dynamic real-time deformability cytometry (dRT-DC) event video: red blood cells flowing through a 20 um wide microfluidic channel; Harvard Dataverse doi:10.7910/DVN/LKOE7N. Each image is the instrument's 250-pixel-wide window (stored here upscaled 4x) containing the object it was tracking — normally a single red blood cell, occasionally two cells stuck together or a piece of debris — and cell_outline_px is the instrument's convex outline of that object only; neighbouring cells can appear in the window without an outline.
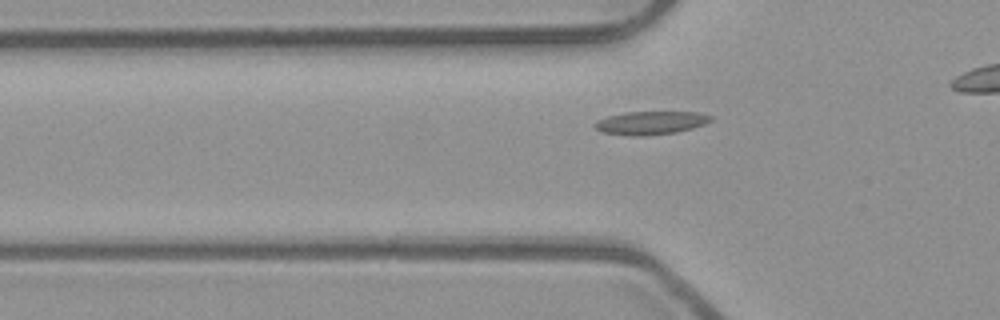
{"species": "common noctule bat (a hibernating species)", "species_latin": "Nyctalus noctula", "temperature_condition": "room temperature", "stored_images_in_passage": 37, "camera_frame_rate_fps": 3000, "um_per_image_px": 0.085, "animal": {"sex": "male", "body_mass_g": 23.1, "forearm_length_mm": 52.7}, "frame": {"image": 1, "passage_image": 12, "time_ms": 3.667, "image_size_px": [1000, 320], "cell_outline_px": [[712, 120], [704, 124], [692, 128], [676, 132], [644, 136], [632, 136], [600, 132], [592, 124], [596, 120], [608, 116], [624, 112], [700, 112], [712, 116]], "centroid_in_image_um": [55.28, 10.44], "position_along_channel_um": 70.5, "area_um2": 15.84}}
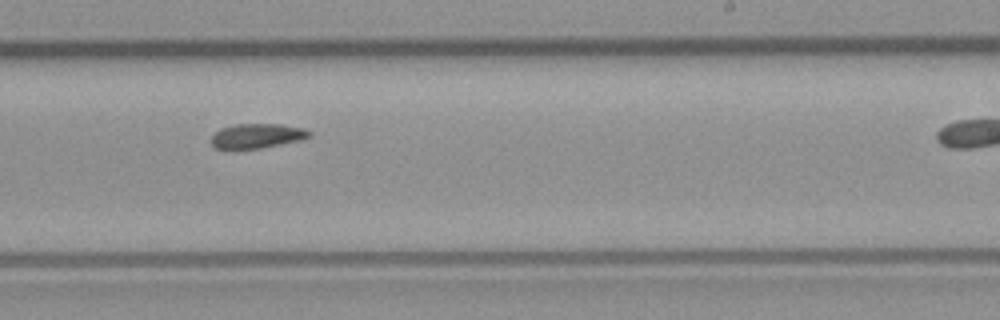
{"frame": {"image": 2, "passage_image": 27, "time_ms": 8.667, "image_size_px": [1000, 320], "cell_outline_px": [[312, 136], [300, 140], [260, 148], [216, 148], [212, 144], [212, 136], [220, 128], [236, 124], [280, 124], [304, 128], [312, 132]], "centroid_in_image_um": [21.89, 11.53], "position_along_channel_um": 267.1, "area_um2": 13.87}}
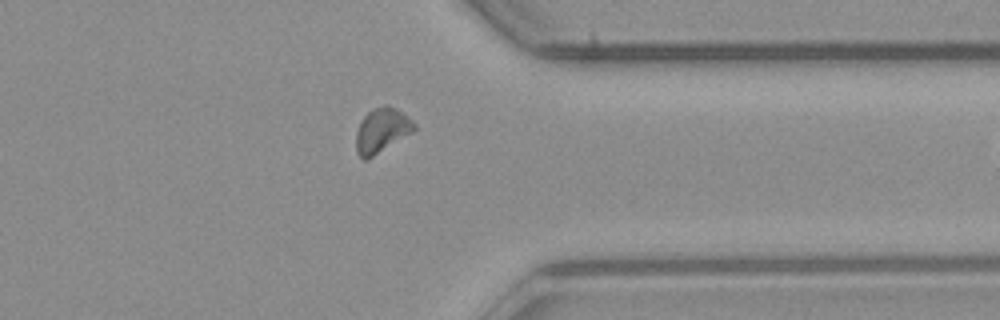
{"frame": {"image": 3, "passage_image": 36, "time_ms": 11.667, "image_size_px": [1000, 320], "cell_outline_px": [[416, 128], [412, 132], [372, 156], [364, 160], [356, 152], [356, 132], [364, 116], [372, 108], [384, 104], [388, 104], [396, 108], [408, 116], [416, 124]], "centroid_in_image_um": [32.45, 11.04], "position_along_channel_um": 378.9, "area_um2": 14.91}}